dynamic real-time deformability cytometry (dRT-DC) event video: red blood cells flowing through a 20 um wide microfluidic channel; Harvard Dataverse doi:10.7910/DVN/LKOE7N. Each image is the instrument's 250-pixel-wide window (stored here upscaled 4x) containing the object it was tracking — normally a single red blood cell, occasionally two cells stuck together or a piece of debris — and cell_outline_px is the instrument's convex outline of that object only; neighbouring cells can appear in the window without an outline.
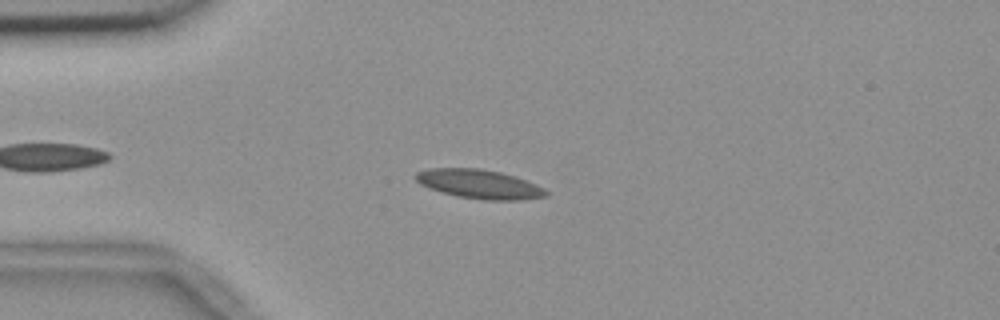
{"species": "common noctule bat (a hibernating species)", "species_latin": "Nyctalus noctula", "temperature_condition": "room temperature", "stored_images_in_passage": 5, "camera_frame_rate_fps": 3000, "um_per_image_px": 0.085, "animal": {"sex": "female", "body_mass_g": 18.4}, "frame": {"image": 1, "passage_image": 4, "time_ms": 1.0, "image_size_px": [1000, 320], "cell_outline_px": [[548, 196], [524, 200], [484, 200], [456, 196], [440, 192], [428, 188], [420, 184], [416, 180], [416, 172], [428, 168], [480, 168], [500, 172], [516, 176], [536, 184], [544, 188], [548, 192]], "centroid_in_image_um": [40.75, 15.65], "position_along_channel_um": 44.2, "area_um2": 22.31}}